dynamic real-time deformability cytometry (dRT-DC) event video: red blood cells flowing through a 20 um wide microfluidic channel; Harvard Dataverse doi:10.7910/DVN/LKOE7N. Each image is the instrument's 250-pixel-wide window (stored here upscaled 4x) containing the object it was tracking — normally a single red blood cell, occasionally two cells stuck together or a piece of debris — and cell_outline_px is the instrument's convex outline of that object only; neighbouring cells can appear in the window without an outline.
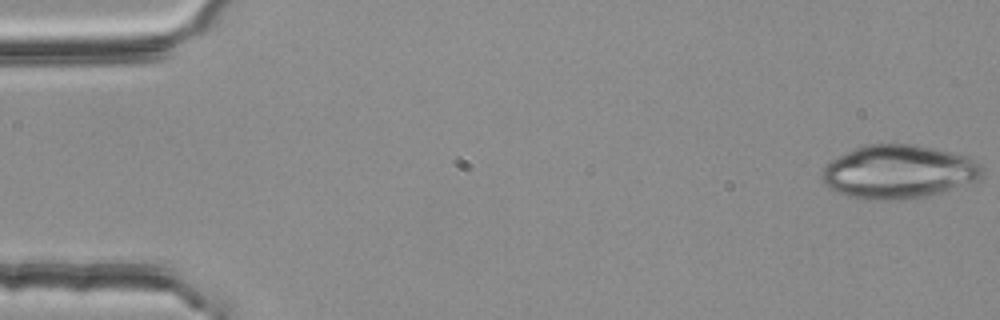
{"species": "common noctule bat (a hibernating species)", "species_latin": "Nyctalus noctula", "temperature_condition": "room temperature", "stored_images_in_passage": 4, "camera_frame_rate_fps": 3000, "um_per_image_px": 0.085, "animal": {"sex": "female", "body_mass_g": 25.1}, "frame": {"image": 1, "passage_image": 1, "time_ms": 0.0, "image_size_px": [1000, 320], "cell_outline_px": [[984, 168], [980, 176], [976, 180], [944, 192], [928, 196], [904, 200], [864, 200], [848, 196], [836, 192], [828, 188], [824, 184], [820, 176], [824, 168], [832, 160], [856, 148], [868, 144], [916, 144], [964, 156], [980, 164]], "centroid_in_image_um": [76.34, 14.63], "position_along_channel_um": 8.7, "area_um2": 49.88}}